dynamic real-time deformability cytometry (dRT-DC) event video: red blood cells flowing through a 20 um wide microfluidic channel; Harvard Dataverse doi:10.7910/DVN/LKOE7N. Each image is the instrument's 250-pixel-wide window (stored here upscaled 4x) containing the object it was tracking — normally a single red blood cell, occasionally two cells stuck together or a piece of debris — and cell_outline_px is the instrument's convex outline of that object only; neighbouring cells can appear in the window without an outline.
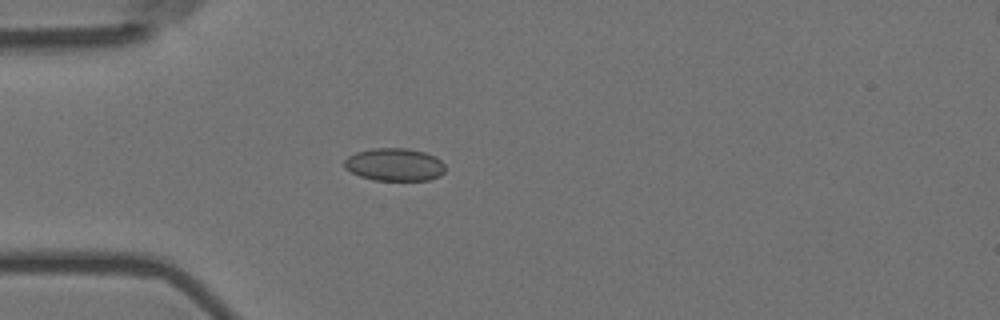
{"species": "Egyptian fruit bat (a non-hibernating species)", "species_latin": "Rousettus aegyptiacus", "temperature_condition": "room temperature", "stored_images_in_passage": 4, "camera_frame_rate_fps": 3000, "um_per_image_px": 0.085, "animal": {"sex": "female"}, "frame": {"image": 1, "passage_image": 4, "time_ms": 1.0, "image_size_px": [1000, 320], "cell_outline_px": [[444, 172], [440, 176], [428, 180], [372, 180], [360, 176], [344, 168], [344, 160], [348, 156], [356, 152], [372, 148], [408, 148], [424, 152], [440, 160], [444, 164]], "centroid_in_image_um": [33.51, 13.99], "position_along_channel_um": 51.5, "area_um2": 19.25}}